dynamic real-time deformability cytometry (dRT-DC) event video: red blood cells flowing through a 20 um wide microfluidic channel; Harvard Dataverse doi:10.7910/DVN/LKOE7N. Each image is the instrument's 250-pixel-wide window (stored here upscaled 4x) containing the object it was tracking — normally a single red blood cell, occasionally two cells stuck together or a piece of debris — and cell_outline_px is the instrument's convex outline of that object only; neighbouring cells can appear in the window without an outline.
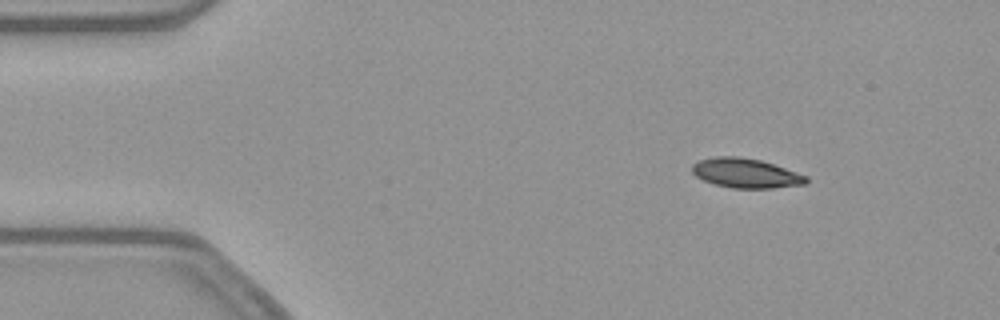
{"species": "common noctule bat (a hibernating species)", "species_latin": "Nyctalus noctula", "temperature_condition": "warm", "stored_images_in_passage": 52, "camera_frame_rate_fps": 3000, "um_per_image_px": 0.085, "animal": {"sex": "female", "body_mass_g": 21.9}, "frame": {"image": 1, "passage_image": 6, "time_ms": 1.667, "image_size_px": [1000, 320], "cell_outline_px": [[808, 180], [804, 184], [772, 188], [732, 188], [716, 184], [704, 180], [696, 176], [692, 172], [692, 164], [700, 160], [716, 156], [736, 156], [760, 160], [808, 176]], "centroid_in_image_um": [63.37, 14.72], "position_along_channel_um": 21.6, "area_um2": 19.36}}
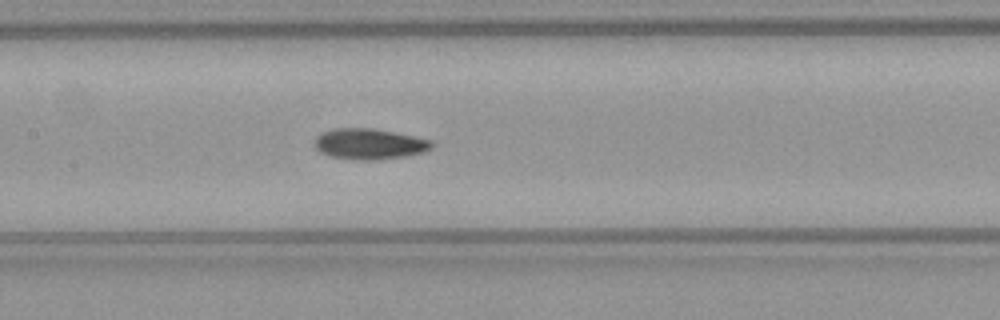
{"frame": {"image": 2, "passage_image": 24, "time_ms": 7.667, "image_size_px": [1000, 320], "cell_outline_px": [[436, 144], [432, 148], [424, 152], [404, 156], [380, 160], [352, 160], [328, 156], [320, 152], [312, 144], [316, 136], [324, 132], [336, 128], [372, 128], [432, 140]], "centroid_in_image_um": [31.38, 12.25], "position_along_channel_um": 176.0, "area_um2": 21.21}}
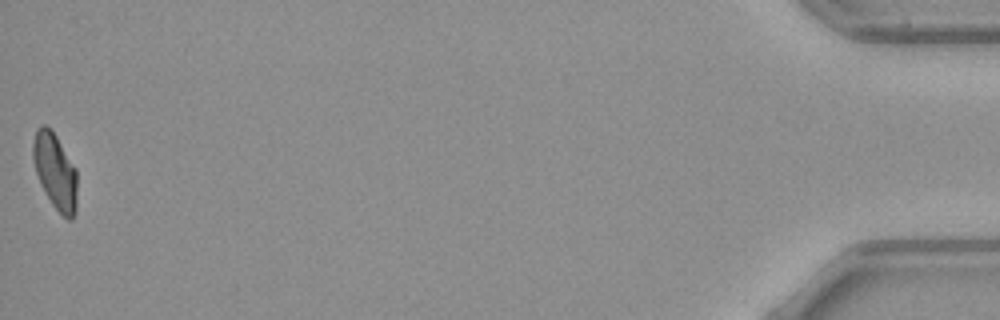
{"frame": {"image": 3, "passage_image": 52, "time_ms": 17.0, "image_size_px": [1000, 320], "cell_outline_px": [[76, 212], [72, 220], [68, 220], [52, 204], [40, 184], [36, 172], [32, 156], [32, 144], [36, 128], [40, 124], [44, 124], [52, 128], [76, 168]], "centroid_in_image_um": [4.67, 14.51], "position_along_channel_um": 430.5, "area_um2": 19.71}, "authors_computed_cell_mechanics": {"area_um2": 20.0277, "velocity_mm_per_s": 3.8674, "shape_relaxation_time_tau1_ms": 4.8338, "shape_relaxation_time_tau2_ms": 4.3944, "deformation_change_tau1": 0.1665, "deformation_change_tau2": 0.0988}}